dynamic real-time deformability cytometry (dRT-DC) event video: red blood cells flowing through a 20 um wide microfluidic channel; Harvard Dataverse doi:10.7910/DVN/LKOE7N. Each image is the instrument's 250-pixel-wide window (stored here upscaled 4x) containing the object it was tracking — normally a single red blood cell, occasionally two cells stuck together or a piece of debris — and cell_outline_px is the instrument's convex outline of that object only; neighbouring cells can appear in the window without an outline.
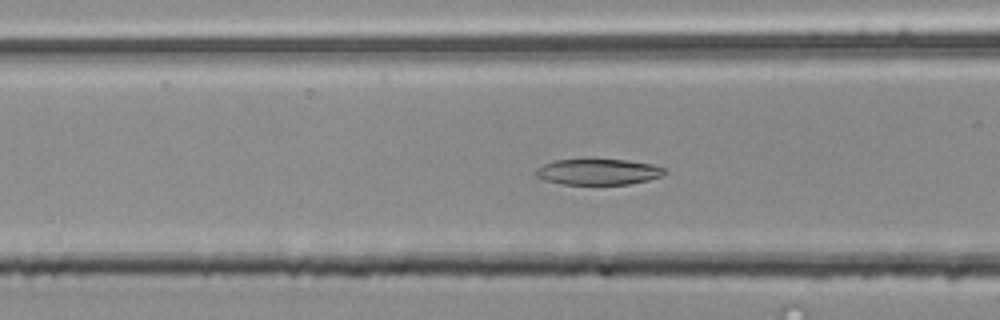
{"species": "common noctule bat (a hibernating species)", "species_latin": "Nyctalus noctula", "temperature_condition": "room temperature", "stored_images_in_passage": 57, "camera_frame_rate_fps": 3000, "um_per_image_px": 0.085, "animal": {"sex": "male", "body_mass_g": 20.4}, "frame": {"image": 1, "passage_image": 23, "time_ms": 7.333, "image_size_px": [1000, 320], "cell_outline_px": [[668, 172], [660, 176], [648, 180], [628, 184], [564, 184], [544, 180], [536, 176], [532, 172], [536, 168], [544, 164], [556, 160], [628, 160], [652, 164], [664, 168]], "centroid_in_image_um": [50.83, 14.61], "position_along_channel_um": 115.8, "area_um2": 19.31}}
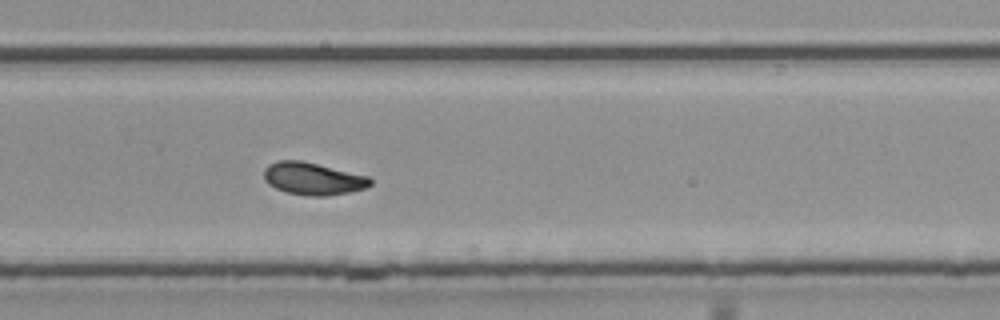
{"frame": {"image": 2, "passage_image": 38, "time_ms": 12.333, "image_size_px": [1000, 320], "cell_outline_px": [[372, 184], [364, 188], [348, 192], [324, 196], [308, 196], [288, 192], [276, 188], [268, 184], [264, 180], [264, 168], [268, 164], [280, 160], [300, 160], [368, 176], [372, 180]], "centroid_in_image_um": [26.57, 15.18], "position_along_channel_um": 303.2, "area_um2": 19.88}}
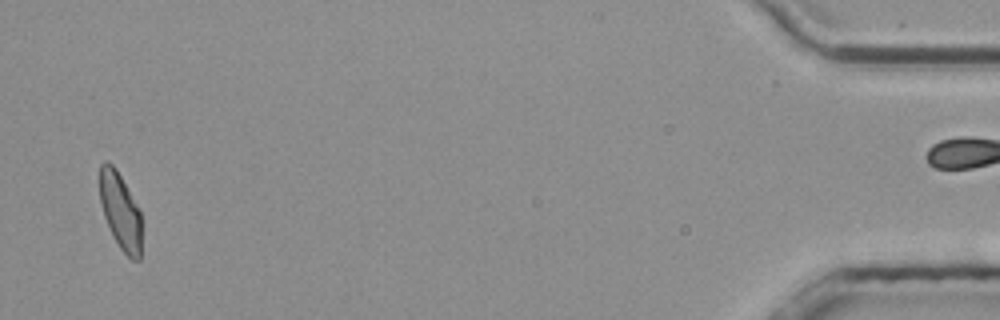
{"frame": {"image": 3, "passage_image": 55, "time_ms": 18.0, "image_size_px": [1000, 320], "cell_outline_px": [[140, 260], [132, 260], [120, 248], [112, 236], [104, 216], [100, 204], [100, 164], [104, 160], [108, 160], [116, 168], [140, 212]], "centroid_in_image_um": [10.19, 17.92], "position_along_channel_um": 425.0, "area_um2": 18.44}, "authors_computed_cell_mechanics": {"area_um2": 19.941, "velocity_mm_per_s": 3.7508, "shape_relaxation_time_tau1_ms": 7.4614, "shape_relaxation_time_tau2_ms": 3.9259, "deformation_change_tau1": 0.1845, "deformation_change_tau2": 0.0873}}